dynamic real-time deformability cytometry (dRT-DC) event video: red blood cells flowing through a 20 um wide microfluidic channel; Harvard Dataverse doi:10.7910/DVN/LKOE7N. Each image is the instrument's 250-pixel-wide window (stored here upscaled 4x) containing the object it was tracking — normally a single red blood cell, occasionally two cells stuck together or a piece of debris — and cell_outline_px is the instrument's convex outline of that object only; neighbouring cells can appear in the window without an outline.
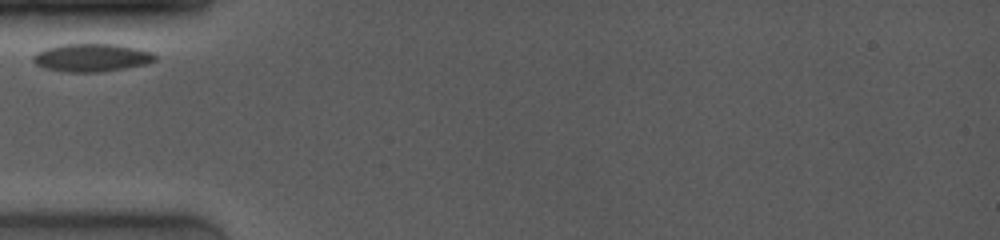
{"species": "common noctule bat (a hibernating species)", "species_latin": "Nyctalus noctula", "temperature_condition": "room temperature", "stored_images_in_passage": 17, "camera_frame_rate_fps": 4000, "um_per_image_px": 0.085, "animal": {"sex": "female", "body_mass_g": 19.0, "forearm_length_mm": 53.3}, "frame": {"image": 1, "passage_image": 1, "time_ms": 0.0, "image_size_px": [1000, 240], "cell_outline_px": [[156, 60], [144, 64], [124, 68], [100, 72], [64, 72], [44, 68], [36, 64], [32, 60], [32, 56], [36, 52], [44, 48], [60, 44], [116, 44], [136, 48], [152, 52], [156, 56]], "centroid_in_image_um": [7.74, 4.89], "position_along_channel_um": 77.3, "area_um2": 19.94}}
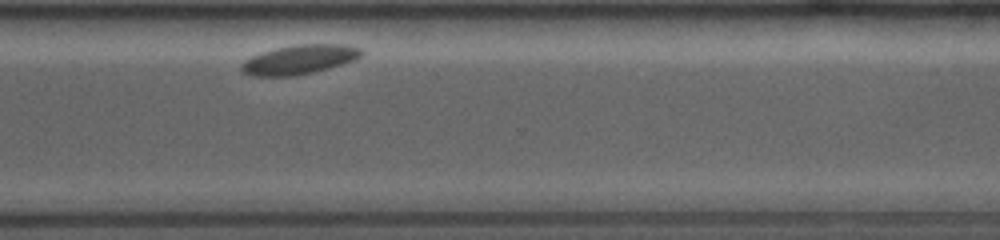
{"frame": {"image": 2, "passage_image": 13, "time_ms": 7.75, "image_size_px": [1000, 240], "cell_outline_px": [[364, 52], [356, 60], [344, 64], [296, 76], [252, 76], [240, 72], [240, 64], [244, 60], [252, 56], [276, 48], [300, 44], [344, 44], [360, 48]], "centroid_in_image_um": [25.44, 5.07], "position_along_channel_um": 345.2, "area_um2": 20.58}}
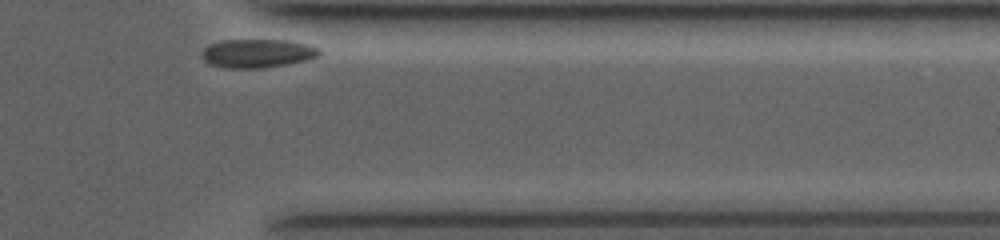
{"frame": {"image": 3, "passage_image": 16, "time_ms": 9.0, "image_size_px": [1000, 240], "cell_outline_px": [[320, 56], [308, 60], [264, 68], [228, 68], [212, 64], [204, 60], [204, 48], [212, 44], [224, 40], [288, 40], [312, 44], [320, 48]], "centroid_in_image_um": [22.0, 4.53], "position_along_channel_um": 389.4, "area_um2": 19.54}}